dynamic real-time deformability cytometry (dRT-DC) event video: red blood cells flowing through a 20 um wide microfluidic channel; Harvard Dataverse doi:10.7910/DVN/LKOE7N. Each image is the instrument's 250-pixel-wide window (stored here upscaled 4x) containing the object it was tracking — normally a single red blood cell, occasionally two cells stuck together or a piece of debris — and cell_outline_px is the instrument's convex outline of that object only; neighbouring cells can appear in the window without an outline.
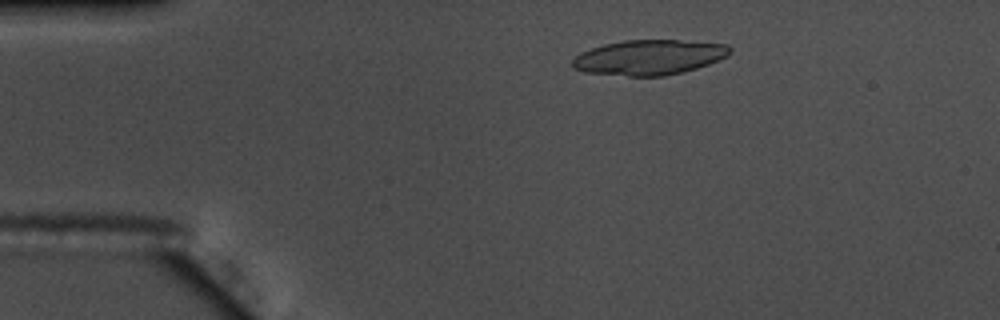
{"species": "common noctule bat (a hibernating species)", "species_latin": "Nyctalus noctula", "temperature_condition": "warm", "stored_images_in_passage": 54, "segment_of_instrument_passage": [1, 2], "camera_frame_rate_fps": 3000, "um_per_image_px": 0.085, "animal": {"sex": "male", "body_mass_g": 17.5, "forearm_length_mm": 52.3}, "frame": {"image": 1, "passage_image": 9, "time_ms": 2.667, "image_size_px": [1000, 320], "cell_outline_px": [[732, 52], [728, 56], [708, 64], [696, 68], [664, 76], [628, 76], [584, 72], [572, 68], [572, 60], [580, 52], [604, 44], [624, 40], [680, 40], [728, 44], [732, 48]], "centroid_in_image_um": [55.18, 4.87], "position_along_channel_um": 29.8, "area_um2": 32.25}}